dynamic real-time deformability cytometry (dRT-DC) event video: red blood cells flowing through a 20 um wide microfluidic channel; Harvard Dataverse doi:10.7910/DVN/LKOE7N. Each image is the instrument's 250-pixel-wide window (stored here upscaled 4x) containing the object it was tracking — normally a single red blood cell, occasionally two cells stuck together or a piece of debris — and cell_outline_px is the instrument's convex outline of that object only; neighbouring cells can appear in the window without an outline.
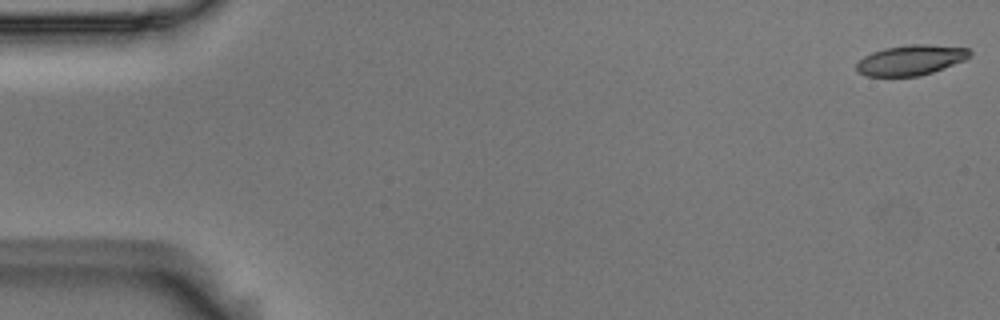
{"species": "Egyptian fruit bat (a non-hibernating species)", "species_latin": "Rousettus aegyptiacus", "temperature_condition": "room temperature", "stored_images_in_passage": 54, "camera_frame_rate_fps": 3000, "um_per_image_px": 0.085, "animal": {"sex": "male"}, "frame": {"image": 1, "passage_image": 1, "time_ms": 0.0, "image_size_px": [1000, 320], "cell_outline_px": [[972, 56], [964, 60], [932, 72], [920, 76], [864, 76], [856, 72], [856, 64], [864, 56], [872, 52], [884, 48], [908, 44], [928, 44], [968, 48], [972, 52]], "centroid_in_image_um": [77.4, 5.1], "position_along_channel_um": 7.6, "area_um2": 20.06}}
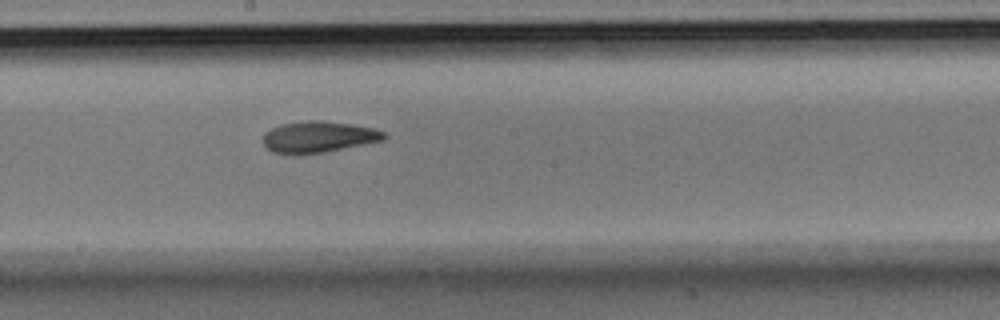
{"frame": {"image": 2, "passage_image": 30, "time_ms": 9.667, "image_size_px": [1000, 320], "cell_outline_px": [[388, 136], [384, 140], [324, 152], [300, 156], [292, 156], [272, 152], [264, 148], [264, 132], [280, 124], [308, 120], [324, 120], [352, 124], [372, 128], [384, 132]], "centroid_in_image_um": [27.02, 11.66], "position_along_channel_um": 221.2, "area_um2": 22.54}}
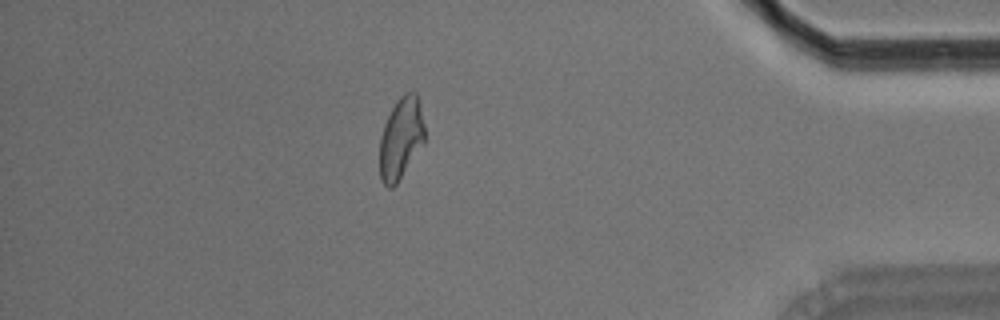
{"frame": {"image": 3, "passage_image": 48, "time_ms": 15.667, "image_size_px": [1000, 320], "cell_outline_px": [[424, 144], [396, 184], [392, 188], [388, 188], [380, 180], [380, 136], [384, 124], [396, 100], [404, 92], [416, 92], [420, 104], [424, 124]], "centroid_in_image_um": [34.08, 11.75], "position_along_channel_um": 401.1, "area_um2": 21.5}}